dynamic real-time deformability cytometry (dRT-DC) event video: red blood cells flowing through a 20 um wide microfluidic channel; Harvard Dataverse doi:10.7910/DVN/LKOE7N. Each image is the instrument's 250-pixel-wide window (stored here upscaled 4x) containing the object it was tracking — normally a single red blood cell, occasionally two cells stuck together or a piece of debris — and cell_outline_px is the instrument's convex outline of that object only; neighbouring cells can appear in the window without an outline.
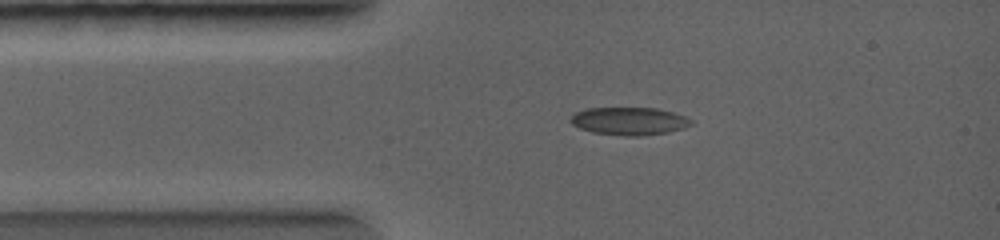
{"species": "common noctule bat (a hibernating species)", "species_latin": "Nyctalus noctula", "temperature_condition": "warm", "stored_images_in_passage": 9, "camera_frame_rate_fps": 5000, "um_per_image_px": 0.085, "animal": {"sex": "female", "body_mass_g": 19.0, "forearm_length_mm": 56.7}, "frame": {"image": 1, "passage_image": 3, "time_ms": 1.0, "image_size_px": [1000, 240], "cell_outline_px": [[692, 124], [684, 128], [668, 132], [640, 136], [624, 136], [592, 132], [580, 128], [572, 124], [568, 120], [576, 112], [588, 108], [656, 108], [672, 112], [684, 116], [692, 120]], "centroid_in_image_um": [53.47, 10.3], "position_along_channel_um": 31.5, "area_um2": 19.48}}
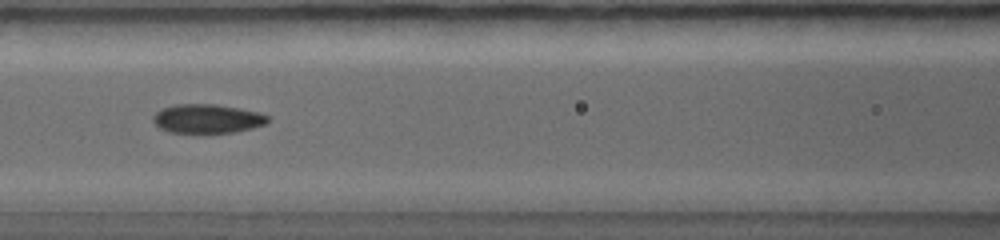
{"frame": {"image": 2, "passage_image": 8, "time_ms": 3.2, "image_size_px": [1000, 240], "cell_outline_px": [[268, 120], [264, 124], [252, 128], [236, 132], [168, 132], [160, 128], [152, 120], [152, 116], [160, 108], [176, 104], [216, 104], [240, 108], [256, 112], [268, 116]], "centroid_in_image_um": [17.57, 10.07], "position_along_channel_um": 149.0, "area_um2": 19.25}}